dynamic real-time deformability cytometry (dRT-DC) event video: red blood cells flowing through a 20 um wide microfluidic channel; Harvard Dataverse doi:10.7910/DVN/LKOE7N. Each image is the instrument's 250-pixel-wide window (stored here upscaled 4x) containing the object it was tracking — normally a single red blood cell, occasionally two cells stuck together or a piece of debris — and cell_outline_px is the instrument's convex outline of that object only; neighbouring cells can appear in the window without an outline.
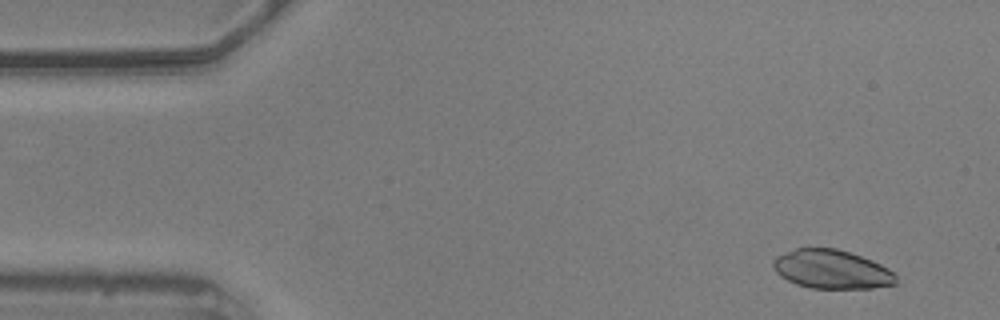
{"species": "common noctule bat (a hibernating species)", "species_latin": "Nyctalus noctula", "temperature_condition": "warm", "stored_images_in_passage": 56, "camera_frame_rate_fps": 3000, "um_per_image_px": 0.085, "animal": {"sex": "male", "body_mass_g": 20.5, "forearm_length_mm": 52.5}, "frame": {"image": 1, "passage_image": 4, "time_ms": 1.0, "image_size_px": [1000, 320], "cell_outline_px": [[896, 284], [872, 288], [808, 288], [796, 284], [780, 276], [772, 268], [772, 260], [776, 256], [796, 248], [836, 248], [872, 260], [888, 268], [896, 276]], "centroid_in_image_um": [70.66, 22.89], "position_along_channel_um": 14.3, "area_um2": 27.8}}
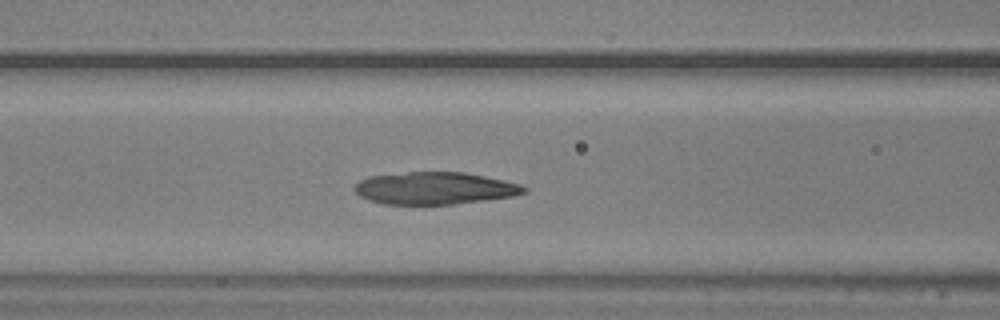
{"frame": {"image": 2, "passage_image": 22, "time_ms": 7.0, "image_size_px": [1000, 320], "cell_outline_px": [[528, 192], [512, 196], [484, 200], [452, 204], [384, 204], [360, 196], [352, 188], [360, 180], [368, 176], [408, 172], [464, 172], [504, 180], [520, 184], [528, 188]], "centroid_in_image_um": [36.96, 15.99], "position_along_channel_um": 129.6, "area_um2": 31.73}}
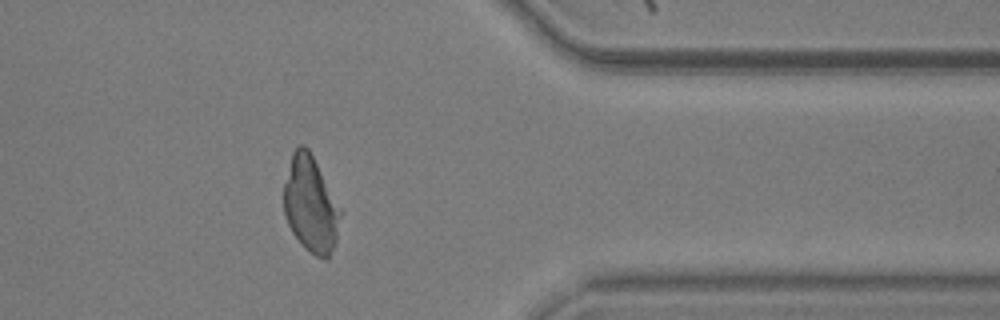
{"frame": {"image": 3, "passage_image": 45, "time_ms": 14.667, "image_size_px": [1000, 320], "cell_outline_px": [[344, 212], [336, 244], [328, 260], [324, 260], [316, 256], [304, 248], [300, 244], [292, 232], [288, 224], [284, 212], [284, 184], [292, 152], [300, 144], [304, 144], [308, 148]], "centroid_in_image_um": [26.45, 17.43], "position_along_channel_um": 384.9, "area_um2": 32.31}}